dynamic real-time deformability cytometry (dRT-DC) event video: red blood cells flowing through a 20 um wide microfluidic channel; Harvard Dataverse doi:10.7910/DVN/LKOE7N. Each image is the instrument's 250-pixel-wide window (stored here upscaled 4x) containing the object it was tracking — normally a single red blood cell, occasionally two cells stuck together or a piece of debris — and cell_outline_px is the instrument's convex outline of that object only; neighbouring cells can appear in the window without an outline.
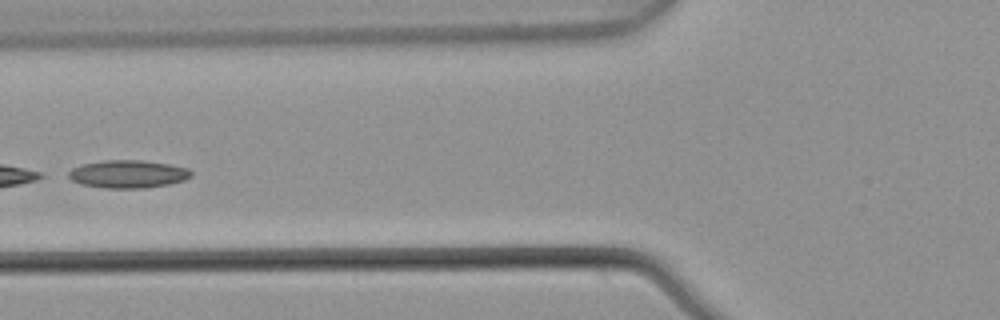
{"species": "common noctule bat (a hibernating species)", "species_latin": "Nyctalus noctula", "temperature_condition": "warm", "stored_images_in_passage": 2, "camera_frame_rate_fps": 3000, "um_per_image_px": 0.085, "animal": {"sex": "male", "body_mass_g": 21.5, "forearm_length_mm": 52.0}, "frame": {"image": 1, "passage_image": 2, "time_ms": 0.333, "image_size_px": [1000, 320], "cell_outline_px": [[192, 176], [184, 180], [168, 184], [144, 188], [104, 188], [80, 184], [72, 180], [68, 176], [68, 172], [72, 168], [84, 164], [104, 160], [140, 160], [168, 164], [188, 168], [192, 172]], "centroid_in_image_um": [10.87, 14.8], "position_along_channel_um": 114.9, "area_um2": 19.83}}